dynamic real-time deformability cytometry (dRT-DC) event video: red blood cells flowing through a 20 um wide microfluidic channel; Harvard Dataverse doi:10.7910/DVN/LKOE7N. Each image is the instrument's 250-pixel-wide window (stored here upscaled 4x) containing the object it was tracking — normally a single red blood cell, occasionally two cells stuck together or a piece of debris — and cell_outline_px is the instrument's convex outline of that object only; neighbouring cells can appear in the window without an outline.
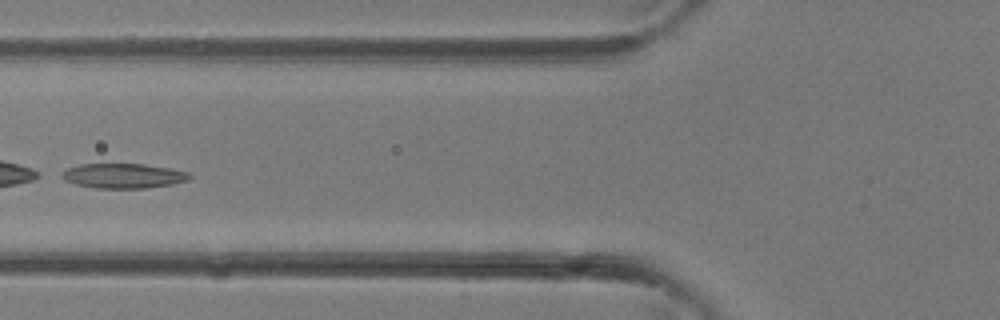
{"species": "common noctule bat (a hibernating species)", "species_latin": "Nyctalus noctula", "temperature_condition": "room temperature", "stored_images_in_passage": 34, "camera_frame_rate_fps": 3000, "um_per_image_px": 0.085, "animal": {"sex": "female"}, "frame": {"image": 1, "passage_image": 13, "time_ms": 4.0, "image_size_px": [1000, 320], "cell_outline_px": [[192, 176], [188, 180], [172, 184], [144, 188], [96, 188], [76, 184], [64, 180], [56, 176], [60, 172], [68, 168], [80, 164], [144, 164], [172, 168], [188, 172]], "centroid_in_image_um": [10.44, 14.94], "position_along_channel_um": 115.4, "area_um2": 18.61}}
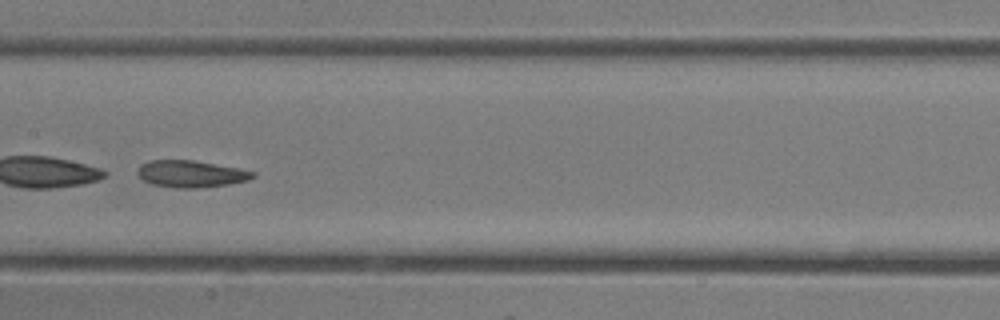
{"frame": {"image": 2, "passage_image": 17, "time_ms": 5.333, "image_size_px": [1000, 320], "cell_outline_px": [[256, 176], [248, 180], [228, 184], [196, 188], [176, 188], [152, 184], [144, 180], [136, 172], [140, 164], [148, 160], [196, 160], [240, 168], [256, 172]], "centroid_in_image_um": [16.24, 14.76], "position_along_channel_um": 191.2, "area_um2": 18.21}}
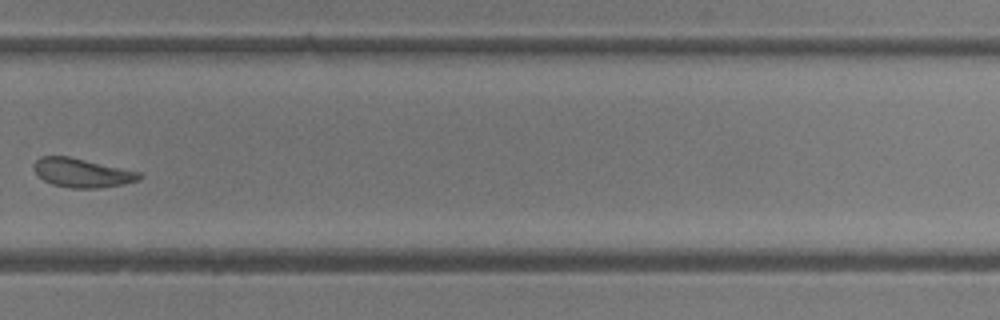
{"frame": {"image": 3, "passage_image": 24, "time_ms": 7.667, "image_size_px": [1000, 320], "cell_outline_px": [[144, 176], [140, 180], [100, 188], [72, 188], [52, 184], [44, 180], [32, 168], [32, 164], [40, 156], [68, 156], [140, 172]], "centroid_in_image_um": [6.96, 14.68], "position_along_channel_um": 322.8, "area_um2": 17.69}}